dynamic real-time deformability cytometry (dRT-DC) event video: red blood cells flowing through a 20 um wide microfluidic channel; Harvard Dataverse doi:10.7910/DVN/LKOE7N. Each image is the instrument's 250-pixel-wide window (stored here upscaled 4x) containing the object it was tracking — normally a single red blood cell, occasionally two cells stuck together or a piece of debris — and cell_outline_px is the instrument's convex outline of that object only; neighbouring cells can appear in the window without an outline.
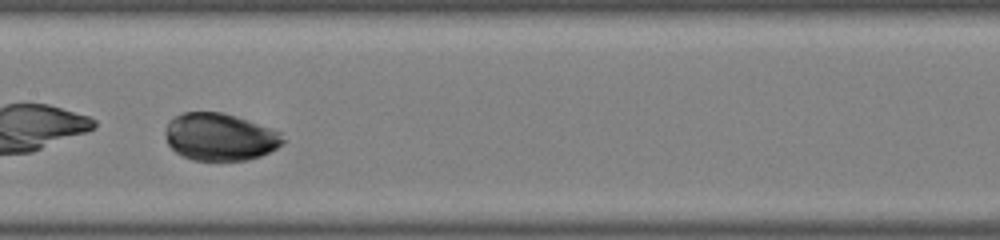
{"species": "common noctule bat (a hibernating species)", "species_latin": "Nyctalus noctula", "temperature_condition": "warm", "stored_images_in_passage": 21, "camera_frame_rate_fps": 3000, "um_per_image_px": 0.085, "animal": {"sex": "male", "body_mass_g": 19.0, "forearm_length_mm": 50.8}, "frame": {"image": 1, "passage_image": 9, "time_ms": 2.667, "image_size_px": [1000, 240], "cell_outline_px": [[276, 144], [260, 152], [248, 156], [232, 156], [204, 152], [192, 148], [196, 112], [204, 112], [224, 116], [248, 128]], "centroid_in_image_um": [19.23, 11.63], "position_along_channel_um": 188.2, "area_um2": 17.28}}